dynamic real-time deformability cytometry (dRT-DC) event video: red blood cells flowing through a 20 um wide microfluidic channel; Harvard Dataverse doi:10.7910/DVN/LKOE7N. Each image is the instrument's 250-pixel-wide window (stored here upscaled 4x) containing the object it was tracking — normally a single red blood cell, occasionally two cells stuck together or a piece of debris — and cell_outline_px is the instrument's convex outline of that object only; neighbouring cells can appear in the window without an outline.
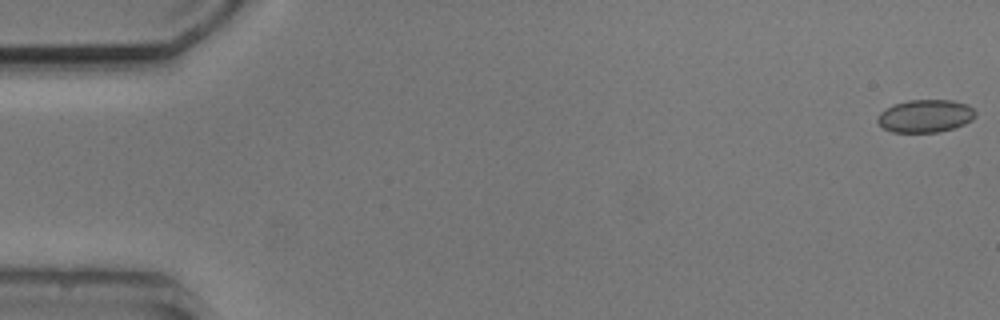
{"species": "common noctule bat (a hibernating species)", "species_latin": "Nyctalus noctula", "temperature_condition": "cold", "stored_images_in_passage": 4, "camera_frame_rate_fps": 3000, "um_per_image_px": 0.085, "animal": {"sex": "male", "body_mass_g": 20.5, "forearm_length_mm": 52.5}, "frame": {"image": 1, "passage_image": 1, "time_ms": 0.0, "image_size_px": [1000, 320], "cell_outline_px": [[976, 116], [972, 120], [964, 124], [940, 132], [892, 132], [884, 128], [876, 120], [880, 112], [892, 104], [908, 100], [952, 100], [968, 104], [976, 112]], "centroid_in_image_um": [78.66, 9.85], "position_along_channel_um": 6.3, "area_um2": 18.79}}